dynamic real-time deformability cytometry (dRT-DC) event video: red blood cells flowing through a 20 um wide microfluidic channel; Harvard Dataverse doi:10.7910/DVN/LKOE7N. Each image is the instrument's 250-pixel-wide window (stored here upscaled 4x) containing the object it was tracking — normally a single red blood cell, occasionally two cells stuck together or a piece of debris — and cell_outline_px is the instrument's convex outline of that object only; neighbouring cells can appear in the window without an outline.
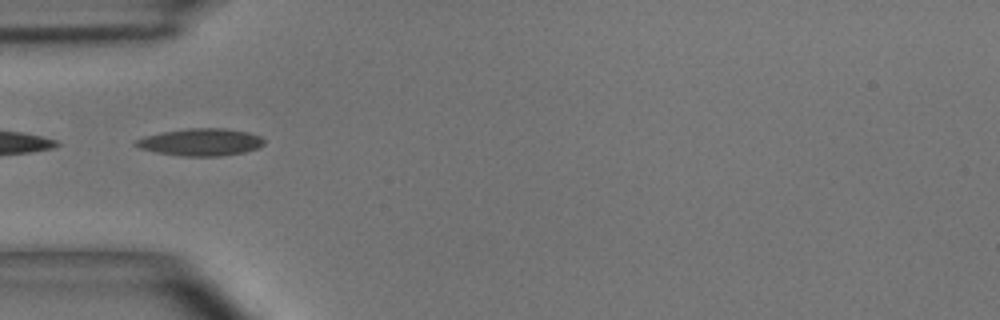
{"species": "common noctule bat (a hibernating species)", "species_latin": "Nyctalus noctula", "temperature_condition": "room temperature", "stored_images_in_passage": 15, "camera_frame_rate_fps": 3000, "um_per_image_px": 0.085, "animal": {"sex": "male", "body_mass_g": 15.6}, "frame": {"image": 1, "passage_image": 1, "time_ms": 0.0, "image_size_px": [1000, 320], "cell_outline_px": [[264, 144], [260, 148], [244, 152], [220, 156], [180, 156], [140, 148], [132, 144], [136, 140], [144, 136], [164, 132], [188, 128], [224, 128], [248, 132], [260, 136], [264, 140]], "centroid_in_image_um": [17.09, 12.08], "position_along_channel_um": 67.9, "area_um2": 20.29}}